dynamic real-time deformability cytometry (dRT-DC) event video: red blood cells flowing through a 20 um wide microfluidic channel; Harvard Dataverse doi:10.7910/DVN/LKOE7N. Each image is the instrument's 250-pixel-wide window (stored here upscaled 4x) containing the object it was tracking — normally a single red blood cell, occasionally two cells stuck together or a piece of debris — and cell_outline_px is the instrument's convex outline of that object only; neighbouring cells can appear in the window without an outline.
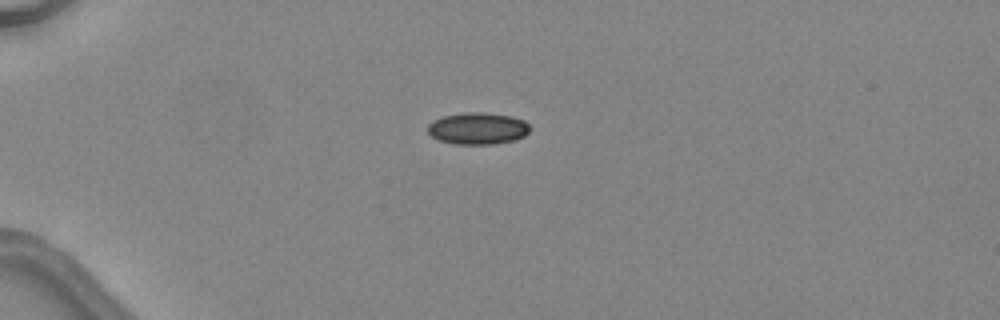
{"species": "common noctule bat (a hibernating species)", "species_latin": "Nyctalus noctula", "temperature_condition": "warm", "stored_images_in_passage": 3, "camera_frame_rate_fps": 3000, "um_per_image_px": 0.085, "animal": {"sex": "female", "body_mass_g": 24.6, "forearm_length_mm": 56.2}, "frame": {"image": 1, "passage_image": 3, "time_ms": 3.0, "image_size_px": [1000, 320], "cell_outline_px": [[532, 128], [524, 136], [512, 140], [492, 144], [452, 144], [440, 140], [432, 136], [428, 132], [428, 124], [432, 120], [444, 116], [468, 112], [484, 112], [512, 116], [524, 120]], "centroid_in_image_um": [40.61, 10.91], "position_along_channel_um": 44.4, "area_um2": 18.96}}